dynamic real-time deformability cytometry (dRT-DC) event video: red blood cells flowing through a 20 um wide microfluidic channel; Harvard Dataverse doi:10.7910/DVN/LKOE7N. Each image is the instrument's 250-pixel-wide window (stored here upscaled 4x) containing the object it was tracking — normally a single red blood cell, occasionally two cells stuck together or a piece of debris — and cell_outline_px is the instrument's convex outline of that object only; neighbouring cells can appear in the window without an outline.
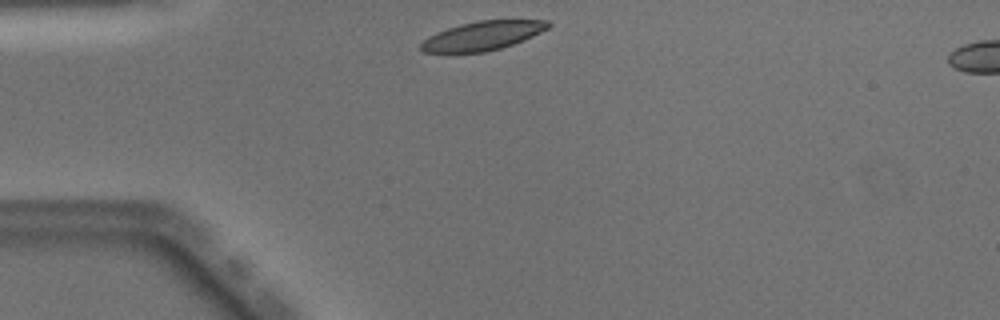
{"species": "Egyptian fruit bat (a non-hibernating species)", "species_latin": "Rousettus aegyptiacus", "temperature_condition": "warm", "stored_images_in_passage": 38, "camera_frame_rate_fps": 3000, "um_per_image_px": 0.085, "animal": {"sex": "male"}, "frame": {"image": 1, "passage_image": 1, "time_ms": 0.0, "image_size_px": [1000, 320], "cell_outline_px": [[552, 24], [548, 28], [524, 40], [500, 48], [484, 52], [424, 52], [420, 48], [420, 44], [428, 36], [436, 32], [460, 24], [480, 20], [548, 20]], "centroid_in_image_um": [41.02, 3.03], "position_along_channel_um": 44.0, "area_um2": 21.27}}
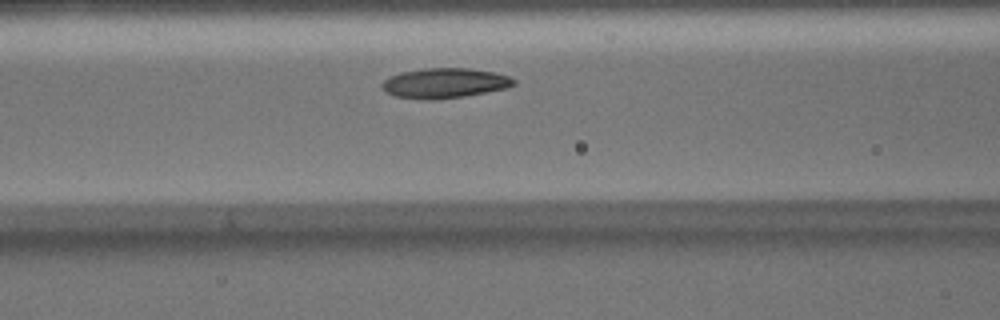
{"frame": {"image": 2, "passage_image": 9, "time_ms": 2.667, "image_size_px": [1000, 320], "cell_outline_px": [[516, 84], [508, 88], [464, 96], [436, 100], [420, 100], [396, 96], [388, 92], [380, 84], [384, 80], [400, 72], [424, 68], [468, 68], [496, 72], [508, 76], [516, 80]], "centroid_in_image_um": [37.83, 7.06], "position_along_channel_um": 128.8, "area_um2": 23.12}}
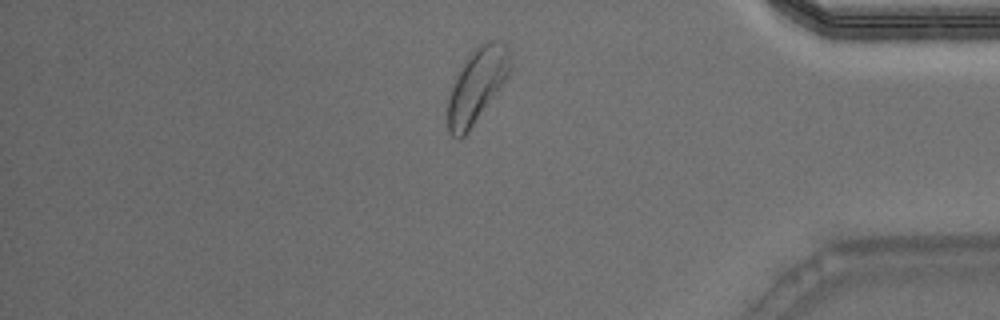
{"frame": {"image": 3, "passage_image": 31, "time_ms": 10.0, "image_size_px": [1000, 320], "cell_outline_px": [[512, 68], [508, 76], [468, 132], [464, 136], [452, 136], [448, 132], [448, 100], [452, 88], [468, 56], [484, 40], [500, 40], [508, 48]], "centroid_in_image_um": [40.57, 7.23], "position_along_channel_um": 394.6, "area_um2": 26.24}, "authors_computed_cell_mechanics": {"area_um2": 23.0044, "velocity_mm_per_s": 3.9919, "shape_relaxation_time_tau1_ms": 3.36, "shape_relaxation_time_tau2_ms": 5.2346, "deformation_change_tau1": 0.1151, "deformation_change_tau2": 0.1291}}